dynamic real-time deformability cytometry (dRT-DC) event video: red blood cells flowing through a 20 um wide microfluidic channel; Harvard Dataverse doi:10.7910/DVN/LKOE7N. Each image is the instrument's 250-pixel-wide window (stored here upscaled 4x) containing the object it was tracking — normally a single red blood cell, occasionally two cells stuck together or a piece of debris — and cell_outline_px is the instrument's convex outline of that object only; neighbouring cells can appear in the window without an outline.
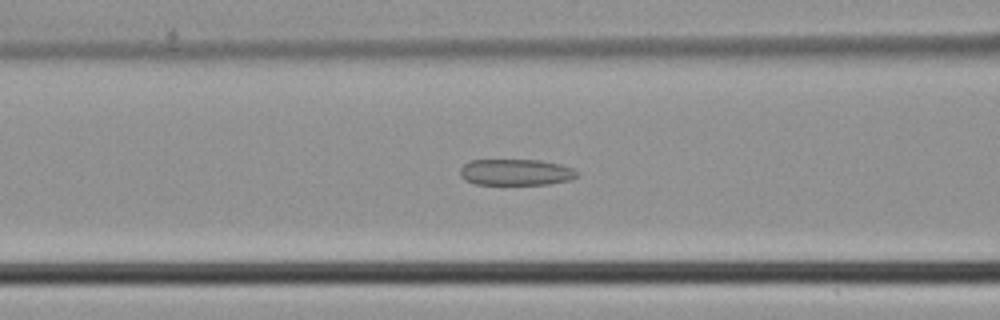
{"species": "common noctule bat (a hibernating species)", "species_latin": "Nyctalus noctula", "temperature_condition": "cold", "stored_images_in_passage": 42, "camera_frame_rate_fps": 3000, "um_per_image_px": 0.085, "animal": {"sex": "male", "body_mass_g": 21.5, "forearm_length_mm": 52.0}, "frame": {"image": 1, "passage_image": 15, "time_ms": 4.667, "image_size_px": [1000, 320], "cell_outline_px": [[580, 172], [572, 180], [548, 184], [476, 184], [464, 180], [460, 176], [460, 168], [464, 164], [472, 160], [540, 160], [560, 164], [572, 168]], "centroid_in_image_um": [43.86, 14.64], "position_along_channel_um": 122.7, "area_um2": 17.98}}
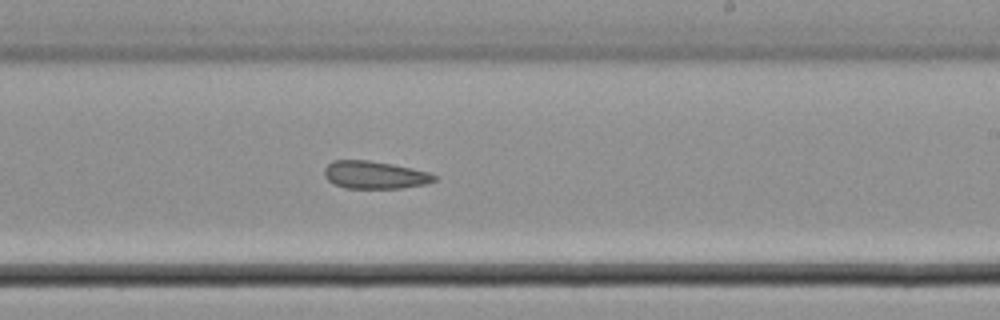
{"frame": {"image": 2, "passage_image": 24, "time_ms": 7.667, "image_size_px": [1000, 320], "cell_outline_px": [[436, 180], [428, 184], [400, 188], [344, 188], [328, 180], [324, 176], [324, 168], [332, 160], [368, 160], [392, 164], [428, 172], [436, 176]], "centroid_in_image_um": [31.84, 14.87], "position_along_channel_um": 257.2, "area_um2": 17.69}}
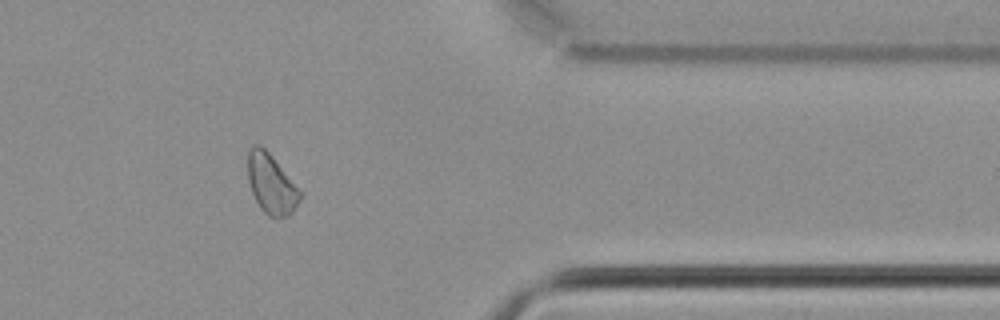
{"frame": {"image": 3, "passage_image": 34, "time_ms": 11.0, "image_size_px": [1000, 320], "cell_outline_px": [[300, 200], [292, 212], [288, 216], [268, 216], [260, 208], [252, 192], [248, 180], [248, 152], [252, 144], [256, 144], [264, 148], [272, 156], [300, 192]], "centroid_in_image_um": [23.02, 15.63], "position_along_channel_um": 388.4, "area_um2": 17.63}}